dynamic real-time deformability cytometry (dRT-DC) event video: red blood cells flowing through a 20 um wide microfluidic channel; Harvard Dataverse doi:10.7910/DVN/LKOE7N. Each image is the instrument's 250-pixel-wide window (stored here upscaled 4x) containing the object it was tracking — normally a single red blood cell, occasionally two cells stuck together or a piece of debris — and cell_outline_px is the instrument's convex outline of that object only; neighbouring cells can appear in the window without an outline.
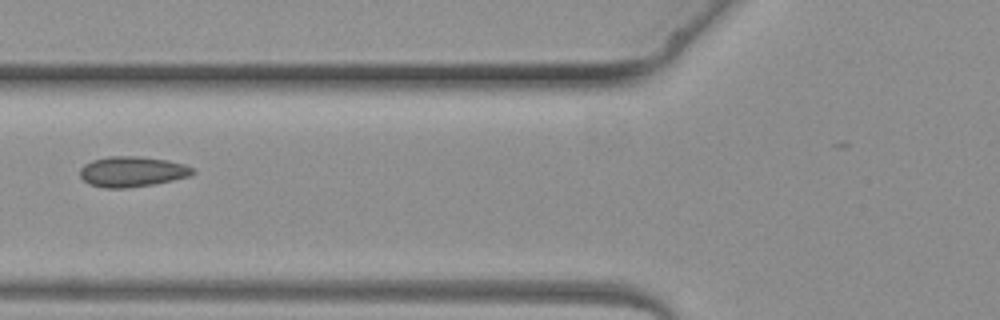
{"species": "common noctule bat (a hibernating species)", "species_latin": "Nyctalus noctula", "temperature_condition": "warm", "stored_images_in_passage": 2, "camera_frame_rate_fps": 3000, "um_per_image_px": 0.085, "animal": {"sex": "female", "body_mass_g": 19.3, "forearm_length_mm": 54.1}, "frame": {"image": 1, "passage_image": 2, "time_ms": 1.0, "image_size_px": [1000, 320], "cell_outline_px": [[196, 172], [188, 176], [172, 180], [152, 184], [128, 188], [104, 188], [88, 184], [80, 176], [80, 168], [84, 164], [92, 160], [108, 156], [140, 156], [168, 160], [184, 164], [196, 168]], "centroid_in_image_um": [11.23, 14.58], "position_along_channel_um": 114.6, "area_um2": 20.11}}